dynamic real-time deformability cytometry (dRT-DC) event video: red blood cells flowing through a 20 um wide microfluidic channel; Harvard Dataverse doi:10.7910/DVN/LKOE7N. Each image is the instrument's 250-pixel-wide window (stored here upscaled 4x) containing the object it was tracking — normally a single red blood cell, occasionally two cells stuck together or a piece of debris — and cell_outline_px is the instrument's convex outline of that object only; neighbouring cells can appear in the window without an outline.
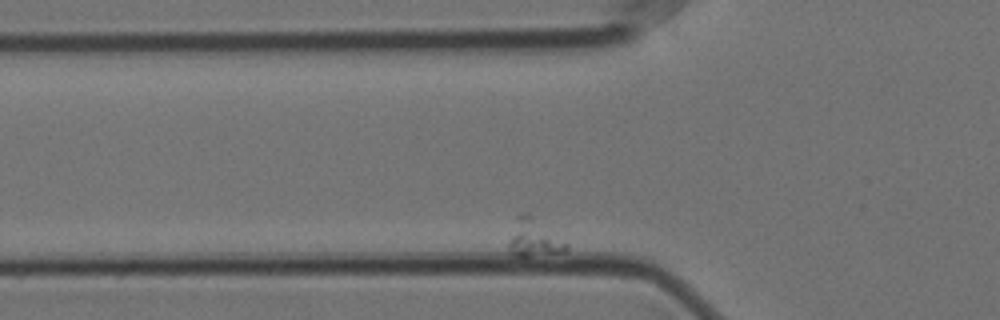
{"species": "Egyptian fruit bat (a non-hibernating species)", "species_latin": "Rousettus aegyptiacus", "temperature_condition": "cold", "stored_images_in_passage": 16, "camera_frame_rate_fps": 3000, "um_per_image_px": 0.085, "animal": {"sex": "female"}, "frame": {"image": 1, "passage_image": 3, "time_ms": 0.667, "image_size_px": [1000, 320], "cell_outline_px": [[568, 248], [564, 252], [528, 256], [516, 256], [508, 252], [508, 244], [516, 216], [520, 212], [528, 212], [568, 244]], "centroid_in_image_um": [45.35, 20.22], "position_along_channel_um": 80.5, "area_um2": 12.54}}